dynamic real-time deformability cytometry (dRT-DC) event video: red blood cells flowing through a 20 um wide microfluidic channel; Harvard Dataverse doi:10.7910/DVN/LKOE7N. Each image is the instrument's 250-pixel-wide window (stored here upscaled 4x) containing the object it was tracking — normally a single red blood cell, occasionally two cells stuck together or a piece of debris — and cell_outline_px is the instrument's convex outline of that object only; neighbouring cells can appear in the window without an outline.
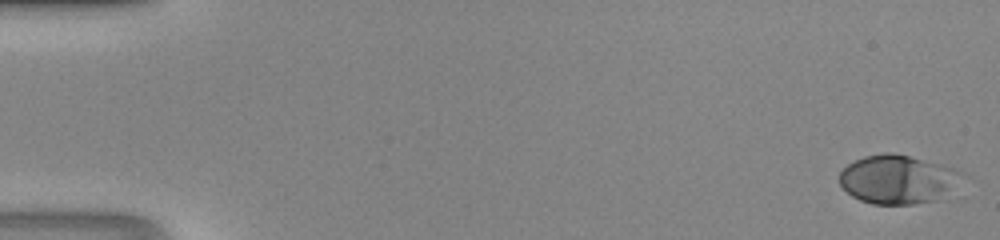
{"species": "human", "species_latin": "Homo sapiens", "temperature_condition": "room temperature", "stored_images_in_passage": 48, "camera_frame_rate_fps": 3000, "um_per_image_px": 0.085, "donor": {"sex": "male"}, "frame": {"image": 1, "passage_image": 1, "time_ms": 0.0, "image_size_px": [1000, 240], "cell_outline_px": [[968, 176], [944, 200], [912, 204], [872, 204], [860, 200], [852, 196], [840, 184], [840, 172], [848, 164], [864, 156], [884, 152], [892, 152], [940, 164], [964, 172]], "centroid_in_image_um": [76.42, 15.27], "position_along_channel_um": 8.6, "area_um2": 35.49}}
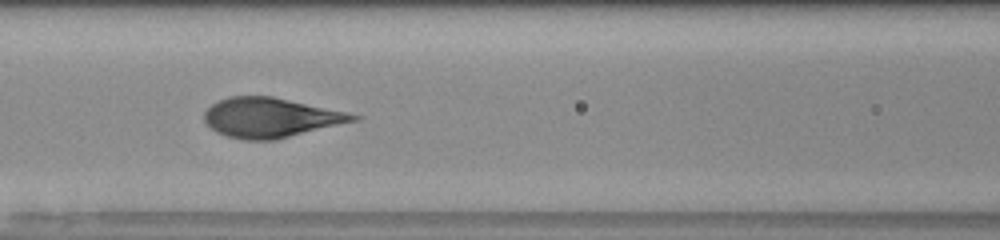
{"frame": {"image": 2, "passage_image": 22, "time_ms": 7.0, "image_size_px": [1000, 240], "cell_outline_px": [[364, 116], [360, 120], [276, 140], [244, 140], [228, 136], [216, 132], [204, 120], [204, 112], [212, 104], [228, 96], [272, 96], [348, 112]], "centroid_in_image_um": [23.05, 10.0], "position_along_channel_um": 143.5, "area_um2": 34.56}}
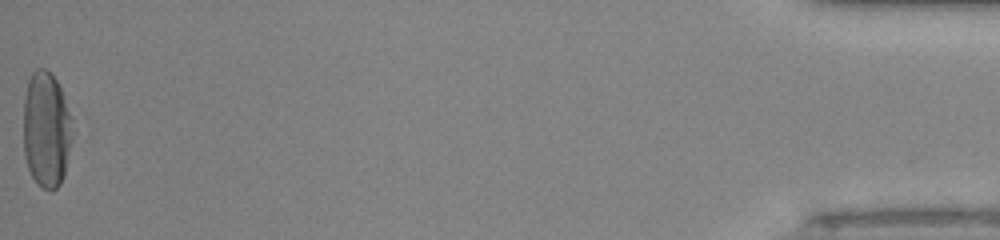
{"frame": {"image": 3, "passage_image": 48, "time_ms": 15.667, "image_size_px": [1000, 240], "cell_outline_px": [[72, 140], [64, 176], [60, 184], [56, 188], [44, 188], [32, 176], [28, 168], [24, 156], [24, 96], [28, 80], [32, 72], [36, 68], [44, 68], [56, 80], [60, 88], [72, 120]], "centroid_in_image_um": [3.93, 11.0], "position_along_channel_um": 431.3, "area_um2": 32.89}}